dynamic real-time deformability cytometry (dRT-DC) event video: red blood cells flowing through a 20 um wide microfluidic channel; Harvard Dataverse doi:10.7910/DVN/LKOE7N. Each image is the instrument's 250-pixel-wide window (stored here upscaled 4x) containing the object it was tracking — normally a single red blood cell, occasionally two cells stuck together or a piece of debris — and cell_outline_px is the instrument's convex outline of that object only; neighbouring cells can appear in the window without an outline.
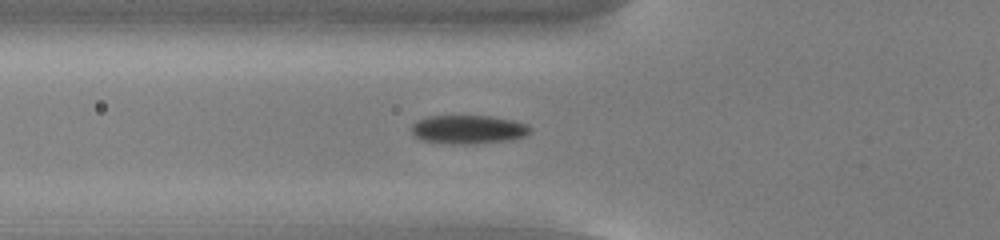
{"species": "common noctule bat (a hibernating species)", "species_latin": "Nyctalus noctula", "temperature_condition": "cold", "stored_images_in_passage": 29, "camera_frame_rate_fps": 3000, "um_per_image_px": 0.085, "animal": {"sex": "male", "body_mass_g": 13.0, "forearm_length_mm": 53.1}, "frame": {"image": 1, "passage_image": 11, "time_ms": 3.333, "image_size_px": [1000, 240], "cell_outline_px": [[532, 132], [528, 136], [512, 140], [468, 144], [452, 144], [420, 140], [412, 136], [412, 124], [428, 116], [492, 116], [512, 120], [528, 124], [532, 128]], "centroid_in_image_um": [39.85, 11.01], "position_along_channel_um": 85.9, "area_um2": 20.11}}
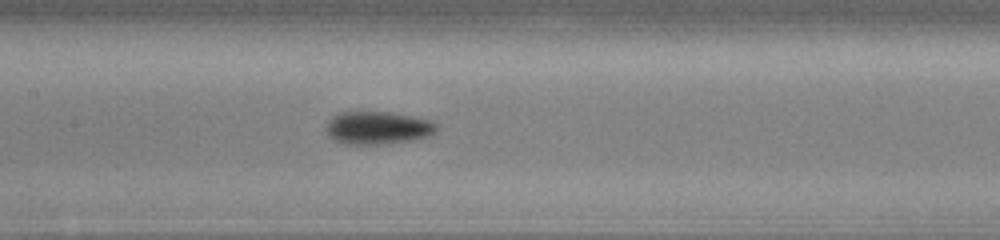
{"frame": {"image": 2, "passage_image": 18, "time_ms": 5.667, "image_size_px": [1000, 240], "cell_outline_px": [[440, 128], [436, 132], [428, 136], [412, 140], [380, 144], [344, 144], [328, 136], [328, 120], [332, 116], [340, 112], [388, 112], [412, 116], [428, 120], [436, 124]], "centroid_in_image_um": [32.12, 10.86], "position_along_channel_um": 175.3, "area_um2": 20.98}}
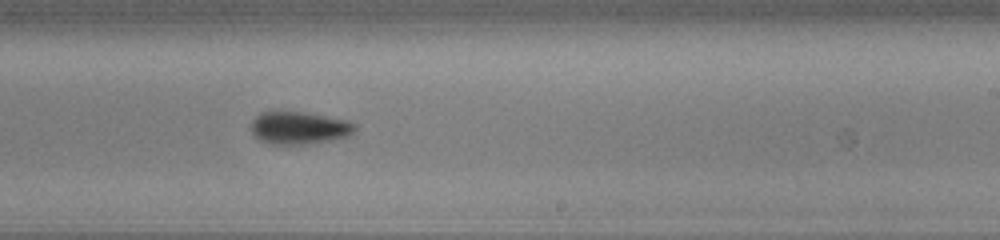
{"frame": {"image": 3, "passage_image": 25, "time_ms": 8.0, "image_size_px": [1000, 240], "cell_outline_px": [[356, 128], [348, 136], [332, 140], [308, 144], [272, 144], [260, 140], [252, 132], [252, 120], [260, 112], [304, 112], [348, 120], [356, 124]], "centroid_in_image_um": [25.45, 10.87], "position_along_channel_um": 263.6, "area_um2": 19.59}}